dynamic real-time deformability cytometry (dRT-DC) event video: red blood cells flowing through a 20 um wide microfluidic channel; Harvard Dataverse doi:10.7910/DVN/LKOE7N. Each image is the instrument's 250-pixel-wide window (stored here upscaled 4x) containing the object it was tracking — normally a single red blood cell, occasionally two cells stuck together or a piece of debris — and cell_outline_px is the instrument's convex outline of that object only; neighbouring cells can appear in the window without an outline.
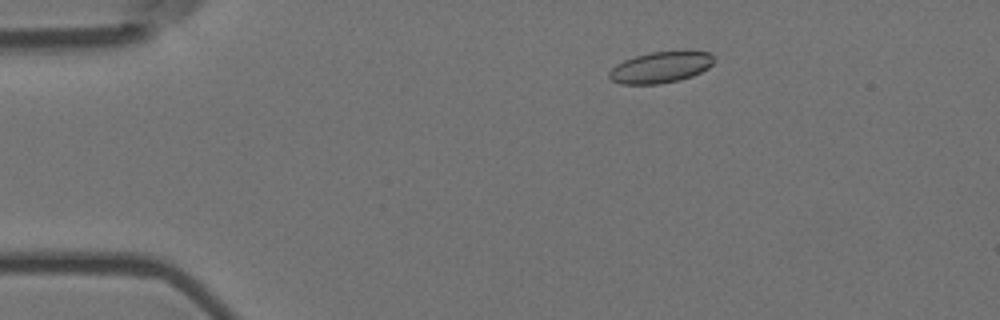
{"species": "Egyptian fruit bat (a non-hibernating species)", "species_latin": "Rousettus aegyptiacus", "temperature_condition": "room temperature", "stored_images_in_passage": 5, "camera_frame_rate_fps": 3000, "um_per_image_px": 0.085, "animal": {"sex": "female"}, "frame": {"image": 1, "passage_image": 3, "time_ms": 0.667, "image_size_px": [1000, 320], "cell_outline_px": [[716, 60], [708, 68], [692, 76], [680, 80], [660, 84], [620, 84], [612, 80], [608, 76], [608, 72], [616, 64], [624, 60], [636, 56], [652, 52], [684, 48], [688, 48], [712, 52], [716, 56]], "centroid_in_image_um": [56.25, 5.67], "position_along_channel_um": 28.7, "area_um2": 19.94}}